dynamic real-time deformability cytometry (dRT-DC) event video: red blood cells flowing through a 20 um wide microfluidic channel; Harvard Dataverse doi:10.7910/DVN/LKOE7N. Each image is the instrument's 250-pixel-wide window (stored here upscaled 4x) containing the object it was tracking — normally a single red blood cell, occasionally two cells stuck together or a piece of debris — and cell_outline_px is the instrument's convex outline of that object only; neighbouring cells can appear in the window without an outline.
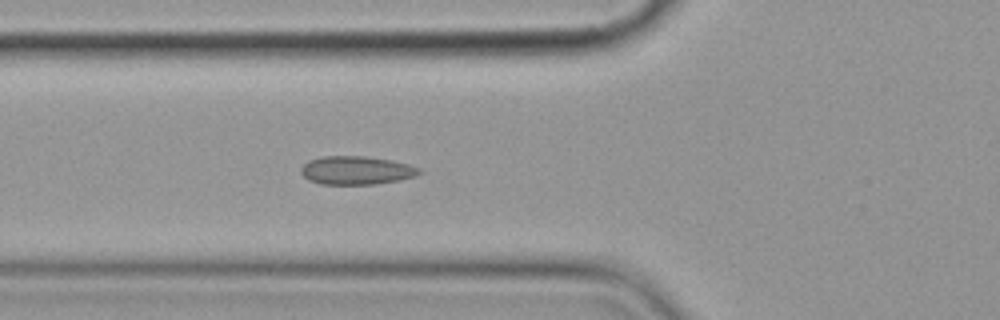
{"species": "common noctule bat (a hibernating species)", "species_latin": "Nyctalus noctula", "temperature_condition": "cold", "stored_images_in_passage": 5, "camera_frame_rate_fps": 3000, "um_per_image_px": 0.085, "animal": {"sex": "female", "body_mass_g": 19.9}, "frame": {"image": 1, "passage_image": 5, "time_ms": 4.667, "image_size_px": [1000, 320], "cell_outline_px": [[420, 172], [416, 176], [400, 180], [376, 184], [320, 184], [308, 180], [300, 172], [300, 168], [308, 160], [324, 156], [364, 156], [388, 160], [408, 164], [416, 168]], "centroid_in_image_um": [30.23, 14.49], "position_along_channel_um": 95.6, "area_um2": 19.42}}